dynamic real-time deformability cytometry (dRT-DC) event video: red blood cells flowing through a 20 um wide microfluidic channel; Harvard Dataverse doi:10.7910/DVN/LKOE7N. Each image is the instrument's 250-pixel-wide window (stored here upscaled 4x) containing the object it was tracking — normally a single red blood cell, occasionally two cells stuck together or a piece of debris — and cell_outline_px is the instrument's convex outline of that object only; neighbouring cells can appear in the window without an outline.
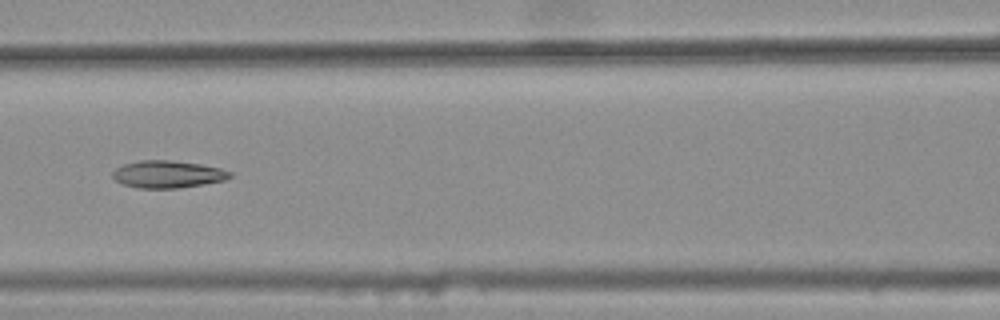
{"species": "common noctule bat (a hibernating species)", "species_latin": "Nyctalus noctula", "temperature_condition": "warm", "stored_images_in_passage": 7, "camera_frame_rate_fps": 3000, "um_per_image_px": 0.085, "animal": {"sex": "female", "body_mass_g": 25.1}, "frame": {"image": 1, "passage_image": 5, "time_ms": 1.333, "image_size_px": [1000, 320], "cell_outline_px": [[232, 176], [224, 180], [204, 184], [180, 188], [140, 188], [120, 184], [112, 176], [112, 172], [116, 168], [124, 164], [140, 160], [172, 160], [200, 164], [220, 168], [232, 172]], "centroid_in_image_um": [14.24, 14.81], "position_along_channel_um": 152.4, "area_um2": 18.73}}
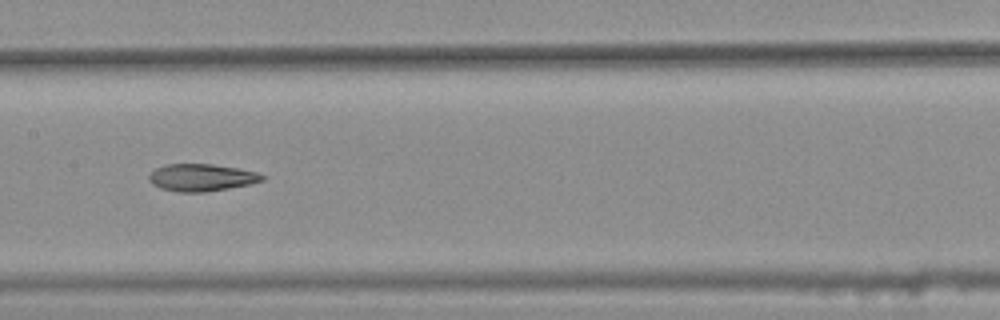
{"frame": {"image": 2, "passage_image": 6, "time_ms": 1.667, "image_size_px": [1000, 320], "cell_outline_px": [[264, 180], [248, 184], [228, 188], [204, 192], [176, 192], [160, 188], [152, 184], [148, 180], [148, 176], [156, 168], [164, 164], [212, 164], [240, 168], [256, 172], [264, 176]], "centroid_in_image_um": [17.09, 15.08], "position_along_channel_um": 190.3, "area_um2": 17.98}}
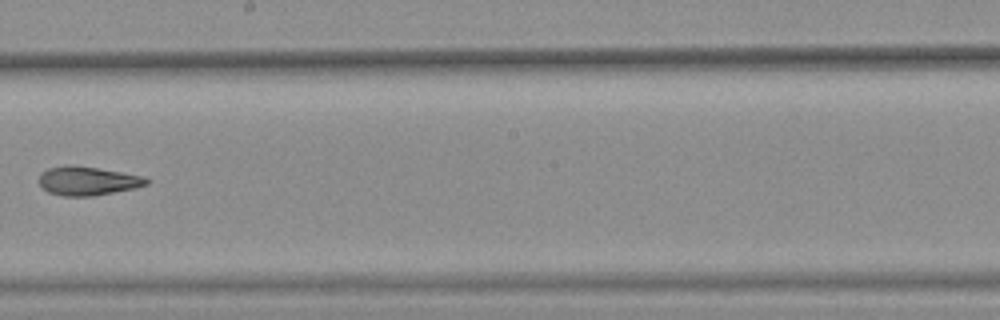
{"frame": {"image": 3, "passage_image": 7, "time_ms": 2.0, "image_size_px": [1000, 320], "cell_outline_px": [[152, 180], [148, 184], [136, 188], [92, 196], [64, 196], [48, 192], [36, 180], [40, 172], [48, 168], [72, 164], [144, 176]], "centroid_in_image_um": [7.44, 15.37], "position_along_channel_um": 240.8, "area_um2": 18.21}}